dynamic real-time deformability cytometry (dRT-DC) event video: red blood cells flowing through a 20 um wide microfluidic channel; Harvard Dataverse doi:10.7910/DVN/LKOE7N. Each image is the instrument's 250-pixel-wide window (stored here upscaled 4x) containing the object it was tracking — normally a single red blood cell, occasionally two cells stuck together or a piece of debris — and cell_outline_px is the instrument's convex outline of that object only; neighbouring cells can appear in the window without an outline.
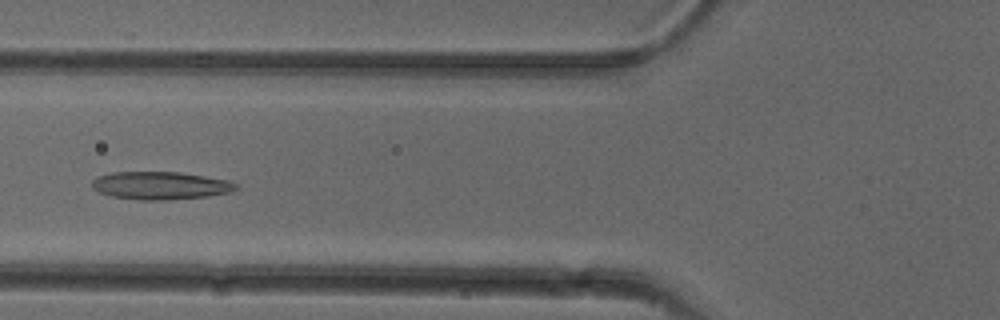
{"species": "common noctule bat (a hibernating species)", "species_latin": "Nyctalus noctula", "temperature_condition": "cold", "stored_images_in_passage": 31, "camera_frame_rate_fps": 3000, "um_per_image_px": 0.085, "animal": {"sex": "female"}, "frame": {"image": 1, "passage_image": 7, "time_ms": 2.0, "image_size_px": [1000, 320], "cell_outline_px": [[240, 188], [232, 192], [208, 196], [168, 200], [136, 200], [112, 196], [100, 192], [92, 188], [92, 180], [100, 176], [112, 172], [180, 172], [228, 180], [240, 184]], "centroid_in_image_um": [13.7, 15.78], "position_along_channel_um": 112.1, "area_um2": 23.52}}
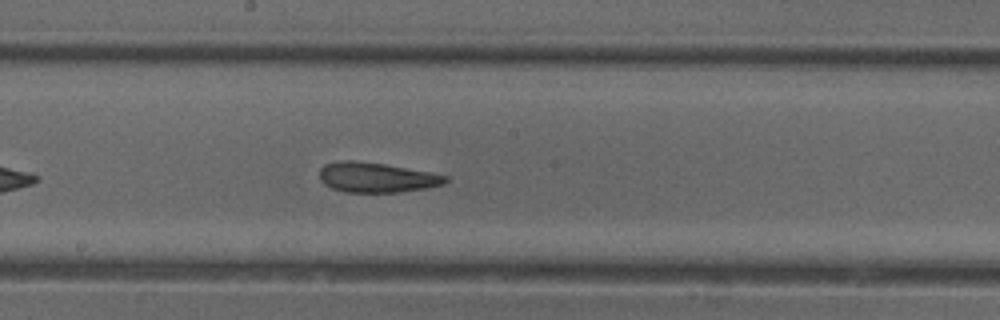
{"frame": {"image": 2, "passage_image": 15, "time_ms": 4.667, "image_size_px": [1000, 320], "cell_outline_px": [[448, 180], [444, 184], [428, 188], [400, 192], [344, 192], [332, 188], [324, 184], [320, 180], [320, 168], [324, 164], [336, 160], [352, 160], [384, 164], [428, 172], [448, 176]], "centroid_in_image_um": [31.97, 15.08], "position_along_channel_um": 216.2, "area_um2": 22.02}}
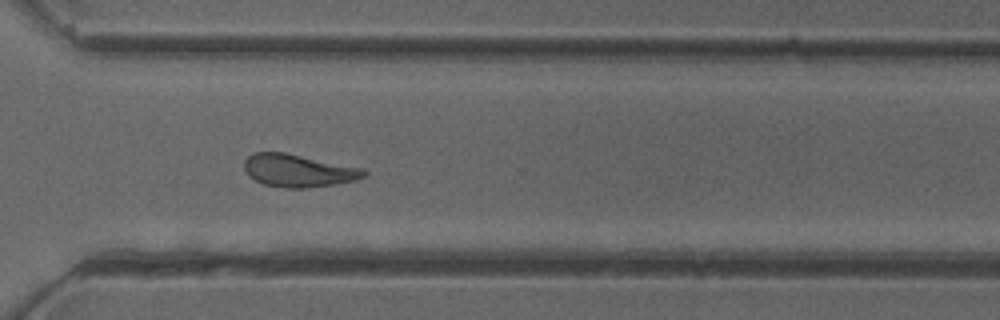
{"frame": {"image": 3, "passage_image": 25, "time_ms": 8.0, "image_size_px": [1000, 320], "cell_outline_px": [[368, 172], [364, 176], [356, 180], [308, 188], [284, 188], [264, 184], [248, 176], [244, 168], [244, 160], [252, 152], [284, 152], [364, 168]], "centroid_in_image_um": [25.34, 14.49], "position_along_channel_um": 345.3, "area_um2": 22.83}, "authors_computed_cell_mechanics": {"area_um2": 21.964, "velocity_mm_per_s": 3.8916, "shape_relaxation_time_tau1_ms": null, "shape_relaxation_time_tau2_ms": 3.395, "deformation_change_tau1": null, "deformation_change_tau2": 0.1269}}